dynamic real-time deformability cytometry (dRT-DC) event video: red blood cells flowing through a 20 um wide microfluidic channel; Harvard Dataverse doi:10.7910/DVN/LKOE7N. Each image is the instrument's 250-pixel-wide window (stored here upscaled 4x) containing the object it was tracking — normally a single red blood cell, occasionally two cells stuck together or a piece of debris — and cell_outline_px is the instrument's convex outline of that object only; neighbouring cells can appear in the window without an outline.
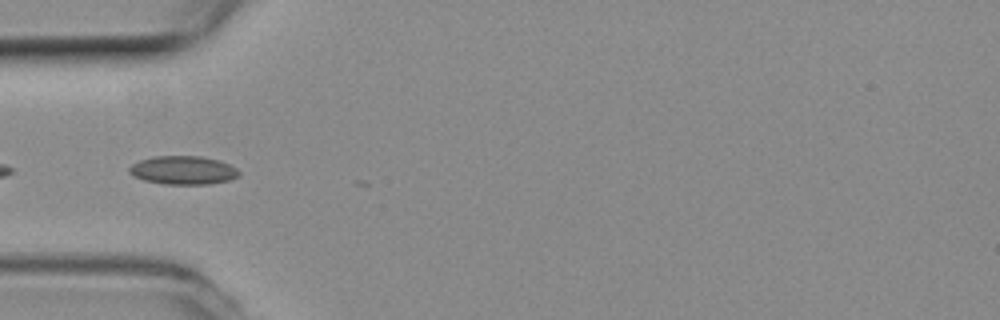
{"species": "common noctule bat (a hibernating species)", "species_latin": "Nyctalus noctula", "temperature_condition": "room temperature", "stored_images_in_passage": 5, "camera_frame_rate_fps": 3000, "um_per_image_px": 0.085, "animal": {"sex": "female", "body_mass_g": 19.3, "forearm_length_mm": 54.1}, "frame": {"image": 1, "passage_image": 4, "time_ms": 1.0, "image_size_px": [1000, 320], "cell_outline_px": [[240, 176], [228, 180], [208, 184], [164, 184], [144, 180], [132, 176], [128, 172], [128, 168], [132, 164], [140, 160], [152, 156], [200, 156], [220, 160], [236, 168], [240, 172]], "centroid_in_image_um": [15.54, 14.46], "position_along_channel_um": 69.5, "area_um2": 18.32}}
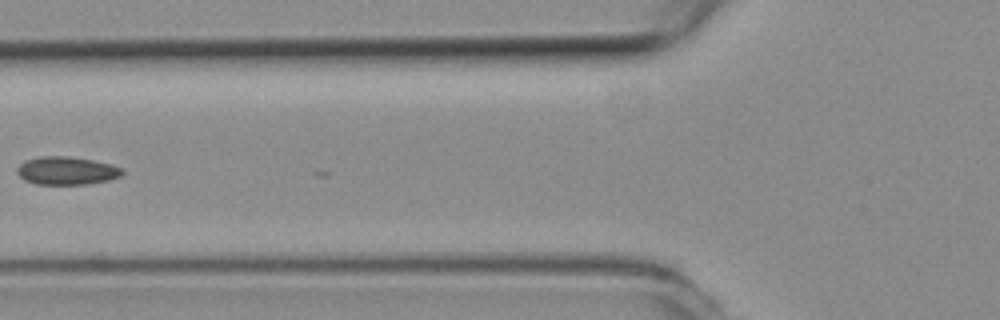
{"frame": {"image": 2, "passage_image": 5, "time_ms": 1.333, "image_size_px": [1000, 320], "cell_outline_px": [[124, 172], [120, 176], [108, 180], [88, 184], [36, 184], [24, 180], [16, 172], [16, 168], [24, 160], [40, 156], [68, 156], [92, 160], [112, 164], [120, 168]], "centroid_in_image_um": [5.63, 14.5], "position_along_channel_um": 120.2, "area_um2": 17.22}}